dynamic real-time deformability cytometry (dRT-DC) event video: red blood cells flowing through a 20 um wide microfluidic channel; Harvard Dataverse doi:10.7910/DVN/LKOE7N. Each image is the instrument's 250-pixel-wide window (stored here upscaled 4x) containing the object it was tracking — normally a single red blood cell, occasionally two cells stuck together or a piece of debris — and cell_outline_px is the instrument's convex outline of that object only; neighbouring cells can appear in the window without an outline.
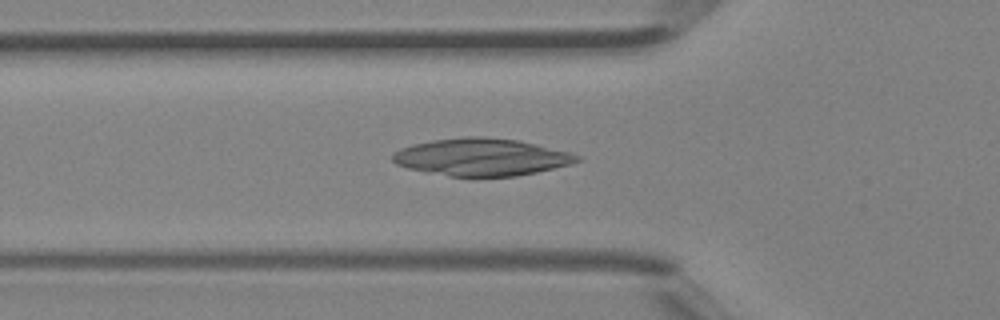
{"species": "Egyptian fruit bat (a non-hibernating species)", "species_latin": "Rousettus aegyptiacus", "temperature_condition": "room temperature", "stored_images_in_passage": 35, "camera_frame_rate_fps": 3000, "um_per_image_px": 0.085, "animal": {"sex": "female"}, "frame": {"image": 1, "passage_image": 6, "time_ms": 1.667, "image_size_px": [1000, 320], "cell_outline_px": [[580, 160], [572, 164], [536, 172], [516, 176], [448, 176], [424, 172], [408, 168], [396, 164], [392, 160], [392, 152], [400, 148], [412, 144], [432, 140], [468, 136], [480, 136], [520, 140], [568, 152], [580, 156]], "centroid_in_image_um": [40.88, 13.35], "position_along_channel_um": 84.9, "area_um2": 40.17}}
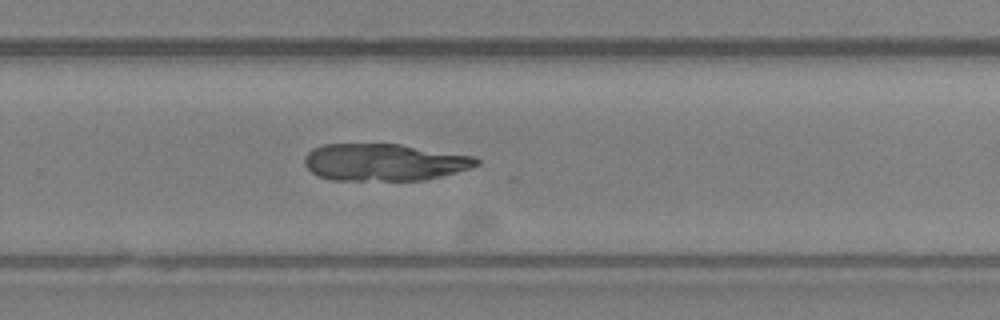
{"frame": {"image": 2, "passage_image": 20, "time_ms": 6.333, "image_size_px": [1000, 320], "cell_outline_px": [[480, 164], [456, 172], [424, 180], [332, 180], [320, 176], [312, 172], [304, 164], [304, 156], [312, 148], [324, 144], [400, 144], [476, 156], [480, 160]], "centroid_in_image_um": [32.66, 13.78], "position_along_channel_um": 297.1, "area_um2": 37.22}}
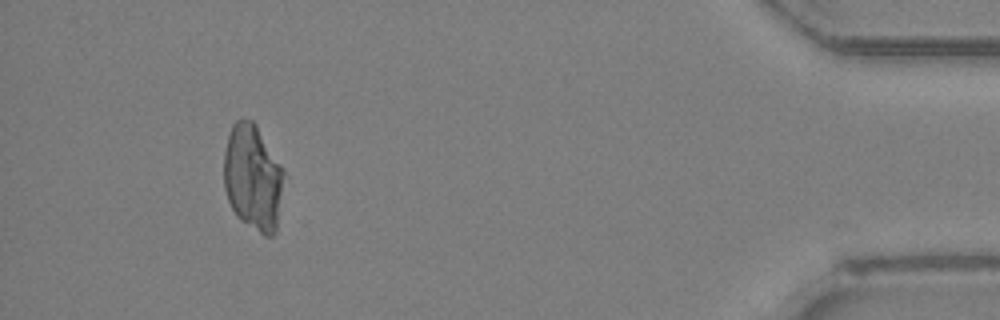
{"frame": {"image": 3, "passage_image": 32, "time_ms": 10.333, "image_size_px": [1000, 320], "cell_outline_px": [[284, 172], [276, 232], [272, 236], [264, 236], [240, 220], [236, 216], [228, 200], [224, 188], [224, 152], [228, 136], [232, 124], [236, 120], [252, 120], [256, 124], [284, 168]], "centroid_in_image_um": [21.49, 15.09], "position_along_channel_um": 413.7, "area_um2": 37.17}}